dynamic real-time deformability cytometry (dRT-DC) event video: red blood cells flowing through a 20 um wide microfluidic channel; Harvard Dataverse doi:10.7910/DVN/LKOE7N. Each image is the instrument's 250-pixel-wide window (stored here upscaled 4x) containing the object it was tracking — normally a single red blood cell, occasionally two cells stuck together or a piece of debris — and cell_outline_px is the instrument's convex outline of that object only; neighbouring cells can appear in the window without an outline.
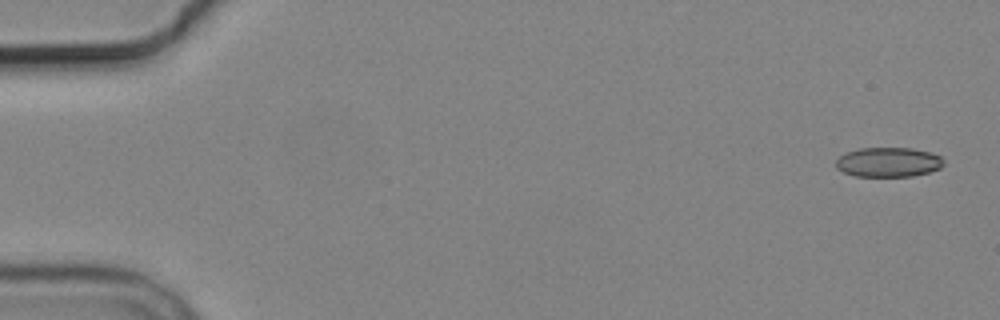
{"species": "common noctule bat (a hibernating species)", "species_latin": "Nyctalus noctula", "temperature_condition": "cold", "stored_images_in_passage": 6, "camera_frame_rate_fps": 3000, "um_per_image_px": 0.085, "animal": {"sex": "male", "body_mass_g": 19.2, "forearm_length_mm": 51.8}, "frame": {"image": 1, "passage_image": 1, "time_ms": 0.0, "image_size_px": [1000, 320], "cell_outline_px": [[944, 164], [940, 168], [928, 172], [912, 176], [856, 176], [844, 172], [836, 168], [836, 160], [844, 152], [860, 148], [912, 148], [928, 152], [940, 156], [944, 160]], "centroid_in_image_um": [75.49, 13.78], "position_along_channel_um": 9.5, "area_um2": 18.55}}
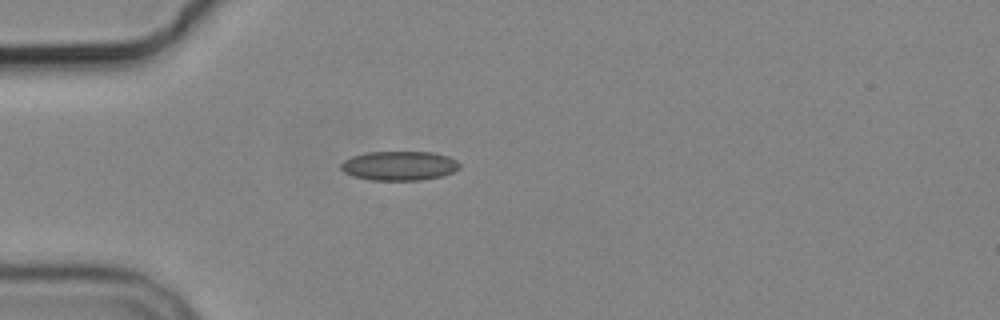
{"frame": {"image": 2, "passage_image": 5, "time_ms": 4.667, "image_size_px": [1000, 320], "cell_outline_px": [[460, 168], [452, 172], [440, 176], [420, 180], [368, 180], [352, 176], [344, 172], [340, 168], [340, 164], [344, 160], [352, 156], [364, 152], [432, 152], [448, 156], [456, 160], [460, 164]], "centroid_in_image_um": [33.9, 14.09], "position_along_channel_um": 51.1, "area_um2": 20.35}}